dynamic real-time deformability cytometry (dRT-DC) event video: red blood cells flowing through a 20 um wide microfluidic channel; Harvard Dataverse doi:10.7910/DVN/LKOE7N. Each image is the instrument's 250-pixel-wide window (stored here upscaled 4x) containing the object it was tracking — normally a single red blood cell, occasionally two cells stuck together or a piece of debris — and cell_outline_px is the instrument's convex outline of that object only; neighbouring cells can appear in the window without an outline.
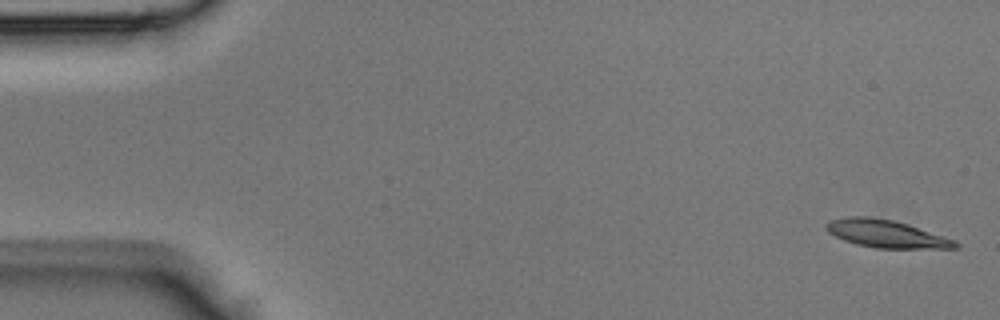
{"species": "Egyptian fruit bat (a non-hibernating species)", "species_latin": "Rousettus aegyptiacus", "temperature_condition": "room temperature", "stored_images_in_passage": 44, "camera_frame_rate_fps": 3000, "um_per_image_px": 0.085, "animal": {"sex": "male"}, "frame": {"image": 1, "passage_image": 1, "time_ms": 0.0, "image_size_px": [1000, 320], "cell_outline_px": [[960, 248], [876, 248], [856, 244], [844, 240], [828, 232], [824, 228], [824, 224], [828, 220], [848, 216], [868, 216], [892, 220], [908, 224], [956, 240], [960, 244]], "centroid_in_image_um": [75.31, 19.86], "position_along_channel_um": 9.7, "area_um2": 20.92}}
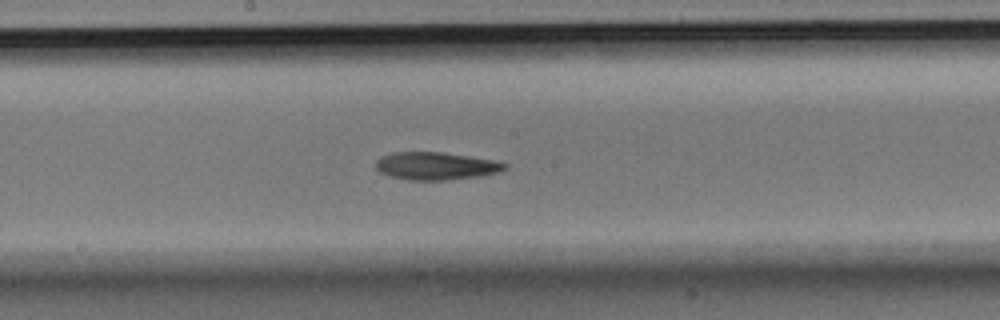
{"frame": {"image": 2, "passage_image": 23, "time_ms": 7.333, "image_size_px": [1000, 320], "cell_outline_px": [[508, 168], [496, 172], [480, 176], [448, 180], [408, 180], [388, 176], [380, 172], [376, 168], [376, 160], [380, 156], [392, 152], [440, 152], [468, 156], [492, 160], [508, 164]], "centroid_in_image_um": [37.0, 14.11], "position_along_channel_um": 211.2, "area_um2": 20.81}}
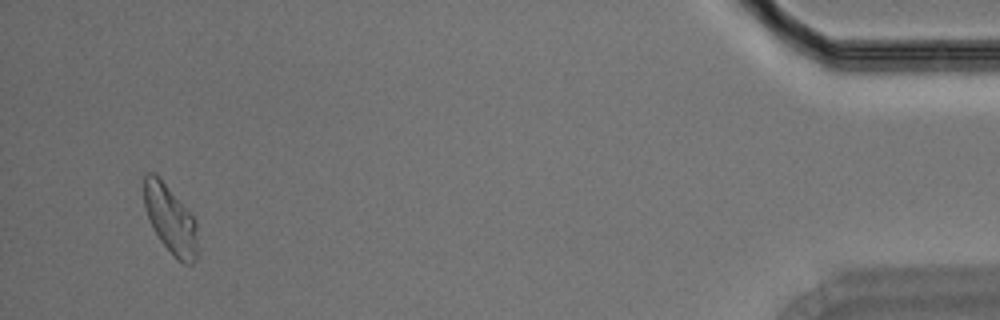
{"frame": {"image": 3, "passage_image": 42, "time_ms": 13.667, "image_size_px": [1000, 320], "cell_outline_px": [[196, 260], [192, 264], [184, 264], [176, 260], [160, 240], [148, 216], [144, 204], [144, 176], [148, 172], [152, 172], [164, 184], [196, 220]], "centroid_in_image_um": [14.49, 18.71], "position_along_channel_um": 420.7, "area_um2": 20.58}}